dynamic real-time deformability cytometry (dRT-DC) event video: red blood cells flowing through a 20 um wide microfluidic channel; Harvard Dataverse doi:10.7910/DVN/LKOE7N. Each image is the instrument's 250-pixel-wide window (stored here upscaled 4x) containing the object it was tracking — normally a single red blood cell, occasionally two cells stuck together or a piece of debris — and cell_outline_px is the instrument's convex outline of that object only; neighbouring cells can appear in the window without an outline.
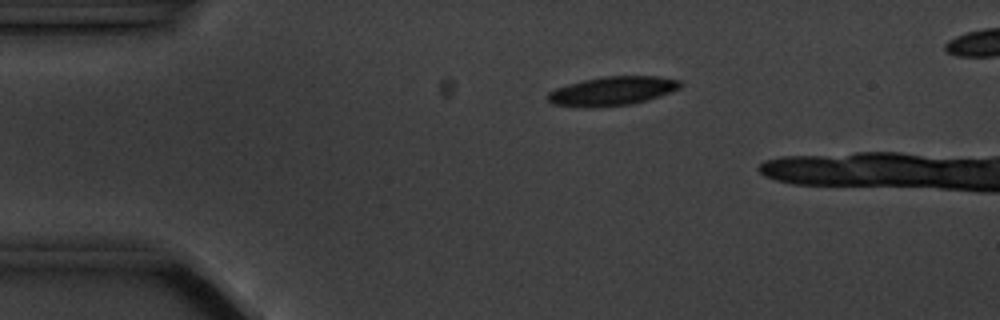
{"species": "common noctule bat (a hibernating species)", "species_latin": "Nyctalus noctula", "temperature_condition": "cold", "stored_images_in_passage": 5, "camera_frame_rate_fps": 3000, "um_per_image_px": 0.085, "animal": {"sex": "male", "body_mass_g": 20.1, "forearm_length_mm": 53.5}, "frame": {"image": 1, "passage_image": 5, "time_ms": 5.0, "image_size_px": [1000, 320], "cell_outline_px": [[684, 84], [680, 88], [672, 92], [660, 96], [632, 104], [592, 108], [576, 108], [552, 104], [544, 96], [548, 92], [556, 88], [568, 84], [584, 80], [604, 76], [656, 76], [680, 80]], "centroid_in_image_um": [52.01, 7.75], "position_along_channel_um": 33.0, "area_um2": 22.77}}